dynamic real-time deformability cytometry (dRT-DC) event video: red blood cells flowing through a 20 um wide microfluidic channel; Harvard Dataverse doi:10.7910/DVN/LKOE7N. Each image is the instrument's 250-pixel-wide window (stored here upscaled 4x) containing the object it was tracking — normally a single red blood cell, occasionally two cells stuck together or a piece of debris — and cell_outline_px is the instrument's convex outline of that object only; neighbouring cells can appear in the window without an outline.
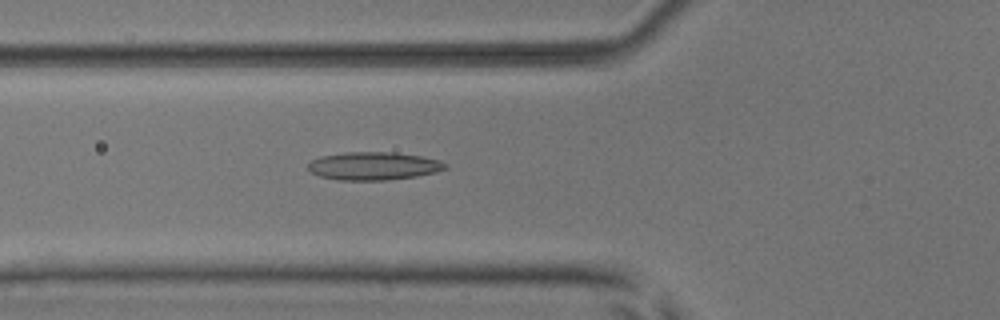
{"species": "common noctule bat (a hibernating species)", "species_latin": "Nyctalus noctula", "temperature_condition": "room temperature", "stored_images_in_passage": 36, "camera_frame_rate_fps": 3000, "um_per_image_px": 0.085, "animal": {"sex": "male", "body_mass_g": 17.9, "forearm_length_mm": 54.2}, "frame": {"image": 1, "passage_image": 3, "time_ms": 0.667, "image_size_px": [1000, 320], "cell_outline_px": [[448, 168], [436, 172], [416, 176], [388, 180], [336, 180], [320, 176], [312, 172], [308, 168], [308, 164], [312, 160], [320, 156], [344, 152], [392, 152], [420, 156], [440, 160], [448, 164]], "centroid_in_image_um": [31.77, 14.11], "position_along_channel_um": 94.0, "area_um2": 22.48}}
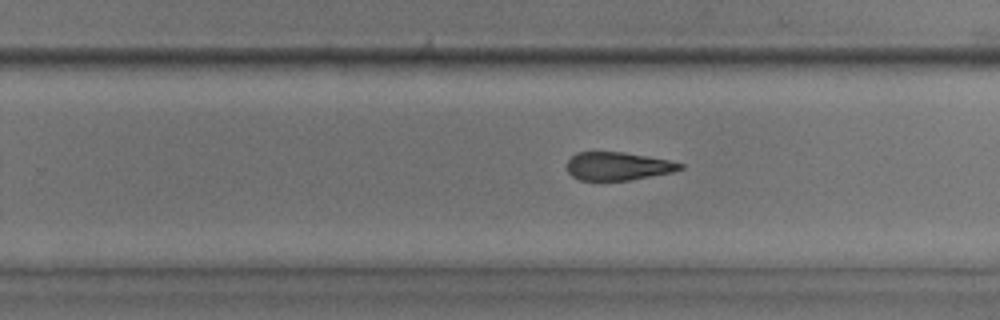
{"frame": {"image": 2, "passage_image": 17, "time_ms": 5.333, "image_size_px": [1000, 320], "cell_outline_px": [[684, 168], [672, 172], [628, 180], [580, 180], [572, 176], [568, 172], [568, 160], [576, 152], [624, 152], [668, 160], [684, 164]], "centroid_in_image_um": [52.52, 14.12], "position_along_channel_um": 277.3, "area_um2": 18.38}}
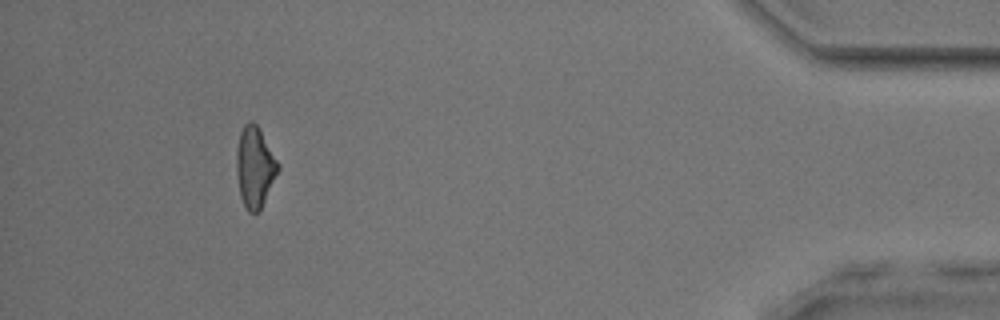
{"frame": {"image": 3, "passage_image": 32, "time_ms": 10.333, "image_size_px": [1000, 320], "cell_outline_px": [[280, 168], [260, 212], [248, 212], [240, 196], [236, 172], [236, 152], [240, 132], [244, 124], [248, 120], [252, 120], [256, 124], [280, 164]], "centroid_in_image_um": [21.66, 14.21], "position_along_channel_um": 413.5, "area_um2": 19.65}, "authors_computed_cell_mechanics": {"area_um2": 19.941, "velocity_mm_per_s": 3.9371, "shape_relaxation_time_tau1_ms": null, "shape_relaxation_time_tau2_ms": 3.9007, "deformation_change_tau1": null, "deformation_change_tau2": 0.1359}}